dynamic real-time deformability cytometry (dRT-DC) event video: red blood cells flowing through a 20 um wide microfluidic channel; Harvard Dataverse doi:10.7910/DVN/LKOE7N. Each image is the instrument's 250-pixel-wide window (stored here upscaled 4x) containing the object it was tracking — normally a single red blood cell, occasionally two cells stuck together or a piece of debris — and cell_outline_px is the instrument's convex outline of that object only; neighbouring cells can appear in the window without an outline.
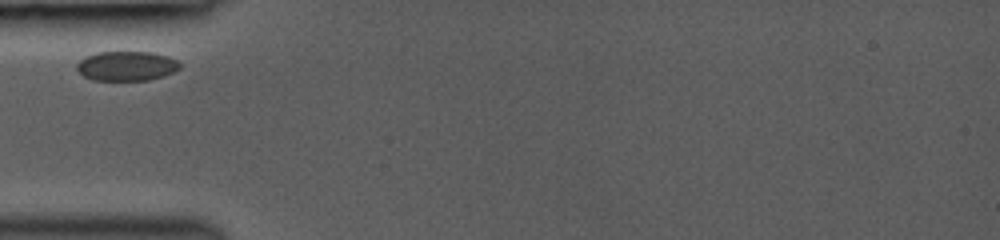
{"species": "common noctule bat (a hibernating species)", "species_latin": "Nyctalus noctula", "temperature_condition": "room temperature", "stored_images_in_passage": 3, "camera_frame_rate_fps": 3000, "um_per_image_px": 0.085, "animal": {"sex": "female", "body_mass_g": 19.0, "forearm_length_mm": 53.3}, "frame": {"image": 1, "passage_image": 3, "time_ms": 0.667, "image_size_px": [1000, 240], "cell_outline_px": [[180, 68], [172, 72], [148, 80], [92, 80], [84, 76], [76, 68], [76, 64], [80, 60], [96, 52], [152, 52], [168, 56], [176, 60], [180, 64]], "centroid_in_image_um": [10.74, 5.6], "position_along_channel_um": 74.3, "area_um2": 17.57}}